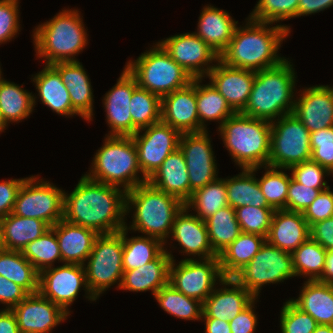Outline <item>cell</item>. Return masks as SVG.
<instances>
[{
  "label": "cell",
  "mask_w": 333,
  "mask_h": 333,
  "mask_svg": "<svg viewBox=\"0 0 333 333\" xmlns=\"http://www.w3.org/2000/svg\"><path fill=\"white\" fill-rule=\"evenodd\" d=\"M126 191L113 185L81 177L74 190L64 192L63 219L98 234L119 232L127 223Z\"/></svg>",
  "instance_id": "1"
},
{
  "label": "cell",
  "mask_w": 333,
  "mask_h": 333,
  "mask_svg": "<svg viewBox=\"0 0 333 333\" xmlns=\"http://www.w3.org/2000/svg\"><path fill=\"white\" fill-rule=\"evenodd\" d=\"M246 22L243 27L237 25L231 41L220 53L219 60L232 67L255 72L281 64L285 58L278 56L277 52L282 41L290 35V26H272L271 23L250 18Z\"/></svg>",
  "instance_id": "2"
},
{
  "label": "cell",
  "mask_w": 333,
  "mask_h": 333,
  "mask_svg": "<svg viewBox=\"0 0 333 333\" xmlns=\"http://www.w3.org/2000/svg\"><path fill=\"white\" fill-rule=\"evenodd\" d=\"M295 68L285 59L278 66L255 72V80L244 115L275 121L293 112L296 77Z\"/></svg>",
  "instance_id": "3"
},
{
  "label": "cell",
  "mask_w": 333,
  "mask_h": 333,
  "mask_svg": "<svg viewBox=\"0 0 333 333\" xmlns=\"http://www.w3.org/2000/svg\"><path fill=\"white\" fill-rule=\"evenodd\" d=\"M183 206L176 197L157 189L148 181L144 182L126 193V213H130L133 208L134 212L132 224L125 228L166 244L175 216Z\"/></svg>",
  "instance_id": "4"
},
{
  "label": "cell",
  "mask_w": 333,
  "mask_h": 333,
  "mask_svg": "<svg viewBox=\"0 0 333 333\" xmlns=\"http://www.w3.org/2000/svg\"><path fill=\"white\" fill-rule=\"evenodd\" d=\"M217 129L224 146L240 168L251 169L268 165L271 122L237 112Z\"/></svg>",
  "instance_id": "5"
},
{
  "label": "cell",
  "mask_w": 333,
  "mask_h": 333,
  "mask_svg": "<svg viewBox=\"0 0 333 333\" xmlns=\"http://www.w3.org/2000/svg\"><path fill=\"white\" fill-rule=\"evenodd\" d=\"M78 10L62 9L51 20L33 30V43L38 58L46 65L78 61L75 56L87 46V32Z\"/></svg>",
  "instance_id": "6"
},
{
  "label": "cell",
  "mask_w": 333,
  "mask_h": 333,
  "mask_svg": "<svg viewBox=\"0 0 333 333\" xmlns=\"http://www.w3.org/2000/svg\"><path fill=\"white\" fill-rule=\"evenodd\" d=\"M105 143L94 155L90 180L117 186L126 192L147 182L138 163V152L132 136H106ZM139 175V176H137ZM141 177V178H139Z\"/></svg>",
  "instance_id": "7"
},
{
  "label": "cell",
  "mask_w": 333,
  "mask_h": 333,
  "mask_svg": "<svg viewBox=\"0 0 333 333\" xmlns=\"http://www.w3.org/2000/svg\"><path fill=\"white\" fill-rule=\"evenodd\" d=\"M125 67L136 79L138 87L160 97L186 87L193 80L159 43L136 60L128 61Z\"/></svg>",
  "instance_id": "8"
},
{
  "label": "cell",
  "mask_w": 333,
  "mask_h": 333,
  "mask_svg": "<svg viewBox=\"0 0 333 333\" xmlns=\"http://www.w3.org/2000/svg\"><path fill=\"white\" fill-rule=\"evenodd\" d=\"M122 257L123 229L96 237L88 262H85L87 265H84L87 286L96 299L111 285L117 283L120 288L124 273Z\"/></svg>",
  "instance_id": "9"
},
{
  "label": "cell",
  "mask_w": 333,
  "mask_h": 333,
  "mask_svg": "<svg viewBox=\"0 0 333 333\" xmlns=\"http://www.w3.org/2000/svg\"><path fill=\"white\" fill-rule=\"evenodd\" d=\"M276 120L271 122L268 166L286 170L311 160L310 132L303 123L293 113Z\"/></svg>",
  "instance_id": "10"
},
{
  "label": "cell",
  "mask_w": 333,
  "mask_h": 333,
  "mask_svg": "<svg viewBox=\"0 0 333 333\" xmlns=\"http://www.w3.org/2000/svg\"><path fill=\"white\" fill-rule=\"evenodd\" d=\"M295 276L292 254L266 240L252 260L233 278L258 298L263 285L283 282Z\"/></svg>",
  "instance_id": "11"
},
{
  "label": "cell",
  "mask_w": 333,
  "mask_h": 333,
  "mask_svg": "<svg viewBox=\"0 0 333 333\" xmlns=\"http://www.w3.org/2000/svg\"><path fill=\"white\" fill-rule=\"evenodd\" d=\"M64 192L37 176L27 177L18 192L12 214L36 218L52 227L63 219Z\"/></svg>",
  "instance_id": "12"
},
{
  "label": "cell",
  "mask_w": 333,
  "mask_h": 333,
  "mask_svg": "<svg viewBox=\"0 0 333 333\" xmlns=\"http://www.w3.org/2000/svg\"><path fill=\"white\" fill-rule=\"evenodd\" d=\"M169 268V284L187 297L201 301L202 303L213 292L217 282L224 279L218 257L207 259L185 258L177 265L175 257Z\"/></svg>",
  "instance_id": "13"
},
{
  "label": "cell",
  "mask_w": 333,
  "mask_h": 333,
  "mask_svg": "<svg viewBox=\"0 0 333 333\" xmlns=\"http://www.w3.org/2000/svg\"><path fill=\"white\" fill-rule=\"evenodd\" d=\"M82 287L87 293L86 298L96 301L87 286L84 265L63 263L62 266L47 268L39 273L38 292L69 315L71 311L68 307L75 301Z\"/></svg>",
  "instance_id": "14"
},
{
  "label": "cell",
  "mask_w": 333,
  "mask_h": 333,
  "mask_svg": "<svg viewBox=\"0 0 333 333\" xmlns=\"http://www.w3.org/2000/svg\"><path fill=\"white\" fill-rule=\"evenodd\" d=\"M180 135L176 129L160 121L138 130L132 136L137 148L142 176L149 179L166 157L179 148Z\"/></svg>",
  "instance_id": "15"
},
{
  "label": "cell",
  "mask_w": 333,
  "mask_h": 333,
  "mask_svg": "<svg viewBox=\"0 0 333 333\" xmlns=\"http://www.w3.org/2000/svg\"><path fill=\"white\" fill-rule=\"evenodd\" d=\"M158 43L192 78H205L215 66L212 62L219 60V54L194 32L174 35Z\"/></svg>",
  "instance_id": "16"
},
{
  "label": "cell",
  "mask_w": 333,
  "mask_h": 333,
  "mask_svg": "<svg viewBox=\"0 0 333 333\" xmlns=\"http://www.w3.org/2000/svg\"><path fill=\"white\" fill-rule=\"evenodd\" d=\"M179 148L186 161L191 197L197 189L203 188L218 178L217 164L208 131L181 134Z\"/></svg>",
  "instance_id": "17"
},
{
  "label": "cell",
  "mask_w": 333,
  "mask_h": 333,
  "mask_svg": "<svg viewBox=\"0 0 333 333\" xmlns=\"http://www.w3.org/2000/svg\"><path fill=\"white\" fill-rule=\"evenodd\" d=\"M20 333H50L69 314L39 292L29 294L13 309Z\"/></svg>",
  "instance_id": "18"
},
{
  "label": "cell",
  "mask_w": 333,
  "mask_h": 333,
  "mask_svg": "<svg viewBox=\"0 0 333 333\" xmlns=\"http://www.w3.org/2000/svg\"><path fill=\"white\" fill-rule=\"evenodd\" d=\"M161 121L180 134L200 132L196 78L186 87L161 97Z\"/></svg>",
  "instance_id": "19"
},
{
  "label": "cell",
  "mask_w": 333,
  "mask_h": 333,
  "mask_svg": "<svg viewBox=\"0 0 333 333\" xmlns=\"http://www.w3.org/2000/svg\"><path fill=\"white\" fill-rule=\"evenodd\" d=\"M295 99L293 114L309 132L333 127V86L304 88Z\"/></svg>",
  "instance_id": "20"
},
{
  "label": "cell",
  "mask_w": 333,
  "mask_h": 333,
  "mask_svg": "<svg viewBox=\"0 0 333 333\" xmlns=\"http://www.w3.org/2000/svg\"><path fill=\"white\" fill-rule=\"evenodd\" d=\"M138 87L134 76L124 67L117 83L103 98L107 123L111 129L108 136H132L130 100Z\"/></svg>",
  "instance_id": "21"
},
{
  "label": "cell",
  "mask_w": 333,
  "mask_h": 333,
  "mask_svg": "<svg viewBox=\"0 0 333 333\" xmlns=\"http://www.w3.org/2000/svg\"><path fill=\"white\" fill-rule=\"evenodd\" d=\"M207 77L236 113L245 109L255 80V71L232 67L218 60Z\"/></svg>",
  "instance_id": "22"
},
{
  "label": "cell",
  "mask_w": 333,
  "mask_h": 333,
  "mask_svg": "<svg viewBox=\"0 0 333 333\" xmlns=\"http://www.w3.org/2000/svg\"><path fill=\"white\" fill-rule=\"evenodd\" d=\"M170 235L171 240L177 241L182 247L183 255H197L199 259L218 257L211 246L205 220L189 214L185 205L176 214Z\"/></svg>",
  "instance_id": "23"
},
{
  "label": "cell",
  "mask_w": 333,
  "mask_h": 333,
  "mask_svg": "<svg viewBox=\"0 0 333 333\" xmlns=\"http://www.w3.org/2000/svg\"><path fill=\"white\" fill-rule=\"evenodd\" d=\"M220 283L223 287L215 288L203 302L202 316L229 321L244 310L255 297L234 278H224Z\"/></svg>",
  "instance_id": "24"
},
{
  "label": "cell",
  "mask_w": 333,
  "mask_h": 333,
  "mask_svg": "<svg viewBox=\"0 0 333 333\" xmlns=\"http://www.w3.org/2000/svg\"><path fill=\"white\" fill-rule=\"evenodd\" d=\"M310 237V227L302 212L275 210L266 240L286 252L293 253Z\"/></svg>",
  "instance_id": "25"
},
{
  "label": "cell",
  "mask_w": 333,
  "mask_h": 333,
  "mask_svg": "<svg viewBox=\"0 0 333 333\" xmlns=\"http://www.w3.org/2000/svg\"><path fill=\"white\" fill-rule=\"evenodd\" d=\"M52 66L59 72L68 89L73 109L82 119L93 118V91L90 78L79 61L57 62Z\"/></svg>",
  "instance_id": "26"
},
{
  "label": "cell",
  "mask_w": 333,
  "mask_h": 333,
  "mask_svg": "<svg viewBox=\"0 0 333 333\" xmlns=\"http://www.w3.org/2000/svg\"><path fill=\"white\" fill-rule=\"evenodd\" d=\"M51 228L59 243L62 262L85 265L99 234L93 229L68 223L64 219Z\"/></svg>",
  "instance_id": "27"
},
{
  "label": "cell",
  "mask_w": 333,
  "mask_h": 333,
  "mask_svg": "<svg viewBox=\"0 0 333 333\" xmlns=\"http://www.w3.org/2000/svg\"><path fill=\"white\" fill-rule=\"evenodd\" d=\"M147 181L185 204L190 199V185L185 157L180 148L166 157Z\"/></svg>",
  "instance_id": "28"
},
{
  "label": "cell",
  "mask_w": 333,
  "mask_h": 333,
  "mask_svg": "<svg viewBox=\"0 0 333 333\" xmlns=\"http://www.w3.org/2000/svg\"><path fill=\"white\" fill-rule=\"evenodd\" d=\"M173 254L165 250L153 261L143 266L124 271L120 288L132 292L152 291L153 296L169 283V268Z\"/></svg>",
  "instance_id": "29"
},
{
  "label": "cell",
  "mask_w": 333,
  "mask_h": 333,
  "mask_svg": "<svg viewBox=\"0 0 333 333\" xmlns=\"http://www.w3.org/2000/svg\"><path fill=\"white\" fill-rule=\"evenodd\" d=\"M237 24L226 10L207 5L202 9L198 31L194 33L220 55L231 41Z\"/></svg>",
  "instance_id": "30"
},
{
  "label": "cell",
  "mask_w": 333,
  "mask_h": 333,
  "mask_svg": "<svg viewBox=\"0 0 333 333\" xmlns=\"http://www.w3.org/2000/svg\"><path fill=\"white\" fill-rule=\"evenodd\" d=\"M32 81L40 96L38 98L52 111L66 117L79 115L72 107L68 89L59 72L52 65L45 64L44 69L34 75Z\"/></svg>",
  "instance_id": "31"
},
{
  "label": "cell",
  "mask_w": 333,
  "mask_h": 333,
  "mask_svg": "<svg viewBox=\"0 0 333 333\" xmlns=\"http://www.w3.org/2000/svg\"><path fill=\"white\" fill-rule=\"evenodd\" d=\"M297 299H290L317 324L333 325V285L306 280Z\"/></svg>",
  "instance_id": "32"
},
{
  "label": "cell",
  "mask_w": 333,
  "mask_h": 333,
  "mask_svg": "<svg viewBox=\"0 0 333 333\" xmlns=\"http://www.w3.org/2000/svg\"><path fill=\"white\" fill-rule=\"evenodd\" d=\"M3 249L23 251L26 245L45 234L51 227L36 218L10 213L0 220Z\"/></svg>",
  "instance_id": "33"
},
{
  "label": "cell",
  "mask_w": 333,
  "mask_h": 333,
  "mask_svg": "<svg viewBox=\"0 0 333 333\" xmlns=\"http://www.w3.org/2000/svg\"><path fill=\"white\" fill-rule=\"evenodd\" d=\"M266 238L258 234L241 233L219 255L220 270L224 278H233L258 253Z\"/></svg>",
  "instance_id": "34"
},
{
  "label": "cell",
  "mask_w": 333,
  "mask_h": 333,
  "mask_svg": "<svg viewBox=\"0 0 333 333\" xmlns=\"http://www.w3.org/2000/svg\"><path fill=\"white\" fill-rule=\"evenodd\" d=\"M262 167L251 169L242 168V172L232 178L226 177L227 201L233 208L252 206L258 208H271L255 177V172Z\"/></svg>",
  "instance_id": "35"
},
{
  "label": "cell",
  "mask_w": 333,
  "mask_h": 333,
  "mask_svg": "<svg viewBox=\"0 0 333 333\" xmlns=\"http://www.w3.org/2000/svg\"><path fill=\"white\" fill-rule=\"evenodd\" d=\"M36 98L32 92L23 89L22 87L7 81L0 80V114L8 124L10 122H18L29 117L35 107Z\"/></svg>",
  "instance_id": "36"
},
{
  "label": "cell",
  "mask_w": 333,
  "mask_h": 333,
  "mask_svg": "<svg viewBox=\"0 0 333 333\" xmlns=\"http://www.w3.org/2000/svg\"><path fill=\"white\" fill-rule=\"evenodd\" d=\"M203 78H196V103L200 122V132L207 130L206 121H218L221 124L236 112L213 84H202ZM202 85H201V84Z\"/></svg>",
  "instance_id": "37"
},
{
  "label": "cell",
  "mask_w": 333,
  "mask_h": 333,
  "mask_svg": "<svg viewBox=\"0 0 333 333\" xmlns=\"http://www.w3.org/2000/svg\"><path fill=\"white\" fill-rule=\"evenodd\" d=\"M0 275L18 284L29 294L38 292L39 272L21 251L0 250Z\"/></svg>",
  "instance_id": "38"
},
{
  "label": "cell",
  "mask_w": 333,
  "mask_h": 333,
  "mask_svg": "<svg viewBox=\"0 0 333 333\" xmlns=\"http://www.w3.org/2000/svg\"><path fill=\"white\" fill-rule=\"evenodd\" d=\"M209 240L213 251L219 255L241 233L236 219V212L230 205L219 209L215 214L205 219Z\"/></svg>",
  "instance_id": "39"
},
{
  "label": "cell",
  "mask_w": 333,
  "mask_h": 333,
  "mask_svg": "<svg viewBox=\"0 0 333 333\" xmlns=\"http://www.w3.org/2000/svg\"><path fill=\"white\" fill-rule=\"evenodd\" d=\"M128 230L123 228V269L130 271L155 260L165 249V244L149 236L126 237Z\"/></svg>",
  "instance_id": "40"
},
{
  "label": "cell",
  "mask_w": 333,
  "mask_h": 333,
  "mask_svg": "<svg viewBox=\"0 0 333 333\" xmlns=\"http://www.w3.org/2000/svg\"><path fill=\"white\" fill-rule=\"evenodd\" d=\"M184 205L188 210L192 208L197 213L195 216L201 220L207 219L219 209L229 205L227 201L226 179L218 177L203 188L197 189Z\"/></svg>",
  "instance_id": "41"
},
{
  "label": "cell",
  "mask_w": 333,
  "mask_h": 333,
  "mask_svg": "<svg viewBox=\"0 0 333 333\" xmlns=\"http://www.w3.org/2000/svg\"><path fill=\"white\" fill-rule=\"evenodd\" d=\"M154 298L165 312L179 319L195 321L202 318L203 303L197 299L187 297L169 283L163 286L154 295Z\"/></svg>",
  "instance_id": "42"
},
{
  "label": "cell",
  "mask_w": 333,
  "mask_h": 333,
  "mask_svg": "<svg viewBox=\"0 0 333 333\" xmlns=\"http://www.w3.org/2000/svg\"><path fill=\"white\" fill-rule=\"evenodd\" d=\"M132 136L143 128L161 121V97L137 87L130 100Z\"/></svg>",
  "instance_id": "43"
},
{
  "label": "cell",
  "mask_w": 333,
  "mask_h": 333,
  "mask_svg": "<svg viewBox=\"0 0 333 333\" xmlns=\"http://www.w3.org/2000/svg\"><path fill=\"white\" fill-rule=\"evenodd\" d=\"M327 250L309 237L293 253L296 276H305L308 281L318 280L324 271Z\"/></svg>",
  "instance_id": "44"
},
{
  "label": "cell",
  "mask_w": 333,
  "mask_h": 333,
  "mask_svg": "<svg viewBox=\"0 0 333 333\" xmlns=\"http://www.w3.org/2000/svg\"><path fill=\"white\" fill-rule=\"evenodd\" d=\"M22 254L39 273L53 267L56 260L62 262L59 243L52 228L41 237L28 243Z\"/></svg>",
  "instance_id": "45"
},
{
  "label": "cell",
  "mask_w": 333,
  "mask_h": 333,
  "mask_svg": "<svg viewBox=\"0 0 333 333\" xmlns=\"http://www.w3.org/2000/svg\"><path fill=\"white\" fill-rule=\"evenodd\" d=\"M262 168H265L266 172L257 180L268 205L274 210H286L288 187L291 177L283 172L281 168L270 167L268 165Z\"/></svg>",
  "instance_id": "46"
},
{
  "label": "cell",
  "mask_w": 333,
  "mask_h": 333,
  "mask_svg": "<svg viewBox=\"0 0 333 333\" xmlns=\"http://www.w3.org/2000/svg\"><path fill=\"white\" fill-rule=\"evenodd\" d=\"M299 0H259L249 17L254 21L277 23L298 17Z\"/></svg>",
  "instance_id": "47"
},
{
  "label": "cell",
  "mask_w": 333,
  "mask_h": 333,
  "mask_svg": "<svg viewBox=\"0 0 333 333\" xmlns=\"http://www.w3.org/2000/svg\"><path fill=\"white\" fill-rule=\"evenodd\" d=\"M273 208H258L242 206L235 209L236 219L243 233L258 234L267 238L272 217Z\"/></svg>",
  "instance_id": "48"
},
{
  "label": "cell",
  "mask_w": 333,
  "mask_h": 333,
  "mask_svg": "<svg viewBox=\"0 0 333 333\" xmlns=\"http://www.w3.org/2000/svg\"><path fill=\"white\" fill-rule=\"evenodd\" d=\"M316 320L303 312L290 299L283 304L280 314L281 333H313Z\"/></svg>",
  "instance_id": "49"
},
{
  "label": "cell",
  "mask_w": 333,
  "mask_h": 333,
  "mask_svg": "<svg viewBox=\"0 0 333 333\" xmlns=\"http://www.w3.org/2000/svg\"><path fill=\"white\" fill-rule=\"evenodd\" d=\"M292 177L299 183L314 189H328L325 178L331 173L319 163L312 160L304 161L300 164L292 166L290 169Z\"/></svg>",
  "instance_id": "50"
},
{
  "label": "cell",
  "mask_w": 333,
  "mask_h": 333,
  "mask_svg": "<svg viewBox=\"0 0 333 333\" xmlns=\"http://www.w3.org/2000/svg\"><path fill=\"white\" fill-rule=\"evenodd\" d=\"M19 0H0V45L12 40L18 31Z\"/></svg>",
  "instance_id": "51"
},
{
  "label": "cell",
  "mask_w": 333,
  "mask_h": 333,
  "mask_svg": "<svg viewBox=\"0 0 333 333\" xmlns=\"http://www.w3.org/2000/svg\"><path fill=\"white\" fill-rule=\"evenodd\" d=\"M326 189H314L297 182L291 175L288 187L286 210L304 212L316 199L321 191Z\"/></svg>",
  "instance_id": "52"
},
{
  "label": "cell",
  "mask_w": 333,
  "mask_h": 333,
  "mask_svg": "<svg viewBox=\"0 0 333 333\" xmlns=\"http://www.w3.org/2000/svg\"><path fill=\"white\" fill-rule=\"evenodd\" d=\"M308 226L333 217V191L330 187L321 191L311 205L303 212Z\"/></svg>",
  "instance_id": "53"
},
{
  "label": "cell",
  "mask_w": 333,
  "mask_h": 333,
  "mask_svg": "<svg viewBox=\"0 0 333 333\" xmlns=\"http://www.w3.org/2000/svg\"><path fill=\"white\" fill-rule=\"evenodd\" d=\"M26 178L0 182V220L12 213L18 192Z\"/></svg>",
  "instance_id": "54"
},
{
  "label": "cell",
  "mask_w": 333,
  "mask_h": 333,
  "mask_svg": "<svg viewBox=\"0 0 333 333\" xmlns=\"http://www.w3.org/2000/svg\"><path fill=\"white\" fill-rule=\"evenodd\" d=\"M28 295L24 288L0 275V303L7 305L5 309H13Z\"/></svg>",
  "instance_id": "55"
},
{
  "label": "cell",
  "mask_w": 333,
  "mask_h": 333,
  "mask_svg": "<svg viewBox=\"0 0 333 333\" xmlns=\"http://www.w3.org/2000/svg\"><path fill=\"white\" fill-rule=\"evenodd\" d=\"M255 298L244 310H242L236 317L229 320L231 333H255L257 325V314H255ZM254 308V309H253Z\"/></svg>",
  "instance_id": "56"
},
{
  "label": "cell",
  "mask_w": 333,
  "mask_h": 333,
  "mask_svg": "<svg viewBox=\"0 0 333 333\" xmlns=\"http://www.w3.org/2000/svg\"><path fill=\"white\" fill-rule=\"evenodd\" d=\"M310 237L327 251H333V217L313 224Z\"/></svg>",
  "instance_id": "57"
},
{
  "label": "cell",
  "mask_w": 333,
  "mask_h": 333,
  "mask_svg": "<svg viewBox=\"0 0 333 333\" xmlns=\"http://www.w3.org/2000/svg\"><path fill=\"white\" fill-rule=\"evenodd\" d=\"M310 148L312 151L311 160L319 163L333 174V145Z\"/></svg>",
  "instance_id": "58"
},
{
  "label": "cell",
  "mask_w": 333,
  "mask_h": 333,
  "mask_svg": "<svg viewBox=\"0 0 333 333\" xmlns=\"http://www.w3.org/2000/svg\"><path fill=\"white\" fill-rule=\"evenodd\" d=\"M333 0H299L298 17L311 15L330 8Z\"/></svg>",
  "instance_id": "59"
},
{
  "label": "cell",
  "mask_w": 333,
  "mask_h": 333,
  "mask_svg": "<svg viewBox=\"0 0 333 333\" xmlns=\"http://www.w3.org/2000/svg\"><path fill=\"white\" fill-rule=\"evenodd\" d=\"M0 333H20L12 310H0Z\"/></svg>",
  "instance_id": "60"
},
{
  "label": "cell",
  "mask_w": 333,
  "mask_h": 333,
  "mask_svg": "<svg viewBox=\"0 0 333 333\" xmlns=\"http://www.w3.org/2000/svg\"><path fill=\"white\" fill-rule=\"evenodd\" d=\"M333 145V127L310 133V147Z\"/></svg>",
  "instance_id": "61"
},
{
  "label": "cell",
  "mask_w": 333,
  "mask_h": 333,
  "mask_svg": "<svg viewBox=\"0 0 333 333\" xmlns=\"http://www.w3.org/2000/svg\"><path fill=\"white\" fill-rule=\"evenodd\" d=\"M202 319L205 322V333H231L229 321L210 318L208 316H202Z\"/></svg>",
  "instance_id": "62"
},
{
  "label": "cell",
  "mask_w": 333,
  "mask_h": 333,
  "mask_svg": "<svg viewBox=\"0 0 333 333\" xmlns=\"http://www.w3.org/2000/svg\"><path fill=\"white\" fill-rule=\"evenodd\" d=\"M317 281L333 285V251L326 252L324 271Z\"/></svg>",
  "instance_id": "63"
},
{
  "label": "cell",
  "mask_w": 333,
  "mask_h": 333,
  "mask_svg": "<svg viewBox=\"0 0 333 333\" xmlns=\"http://www.w3.org/2000/svg\"><path fill=\"white\" fill-rule=\"evenodd\" d=\"M313 333H333V325L318 324Z\"/></svg>",
  "instance_id": "64"
},
{
  "label": "cell",
  "mask_w": 333,
  "mask_h": 333,
  "mask_svg": "<svg viewBox=\"0 0 333 333\" xmlns=\"http://www.w3.org/2000/svg\"><path fill=\"white\" fill-rule=\"evenodd\" d=\"M6 127H7V124L5 123V121L3 120V118L0 114V133L3 132V130H5Z\"/></svg>",
  "instance_id": "65"
},
{
  "label": "cell",
  "mask_w": 333,
  "mask_h": 333,
  "mask_svg": "<svg viewBox=\"0 0 333 333\" xmlns=\"http://www.w3.org/2000/svg\"><path fill=\"white\" fill-rule=\"evenodd\" d=\"M3 249V243H2V232H1V224H0V250Z\"/></svg>",
  "instance_id": "66"
},
{
  "label": "cell",
  "mask_w": 333,
  "mask_h": 333,
  "mask_svg": "<svg viewBox=\"0 0 333 333\" xmlns=\"http://www.w3.org/2000/svg\"><path fill=\"white\" fill-rule=\"evenodd\" d=\"M2 79H4V78L2 77V71H1V67H0V80H2Z\"/></svg>",
  "instance_id": "67"
}]
</instances>
